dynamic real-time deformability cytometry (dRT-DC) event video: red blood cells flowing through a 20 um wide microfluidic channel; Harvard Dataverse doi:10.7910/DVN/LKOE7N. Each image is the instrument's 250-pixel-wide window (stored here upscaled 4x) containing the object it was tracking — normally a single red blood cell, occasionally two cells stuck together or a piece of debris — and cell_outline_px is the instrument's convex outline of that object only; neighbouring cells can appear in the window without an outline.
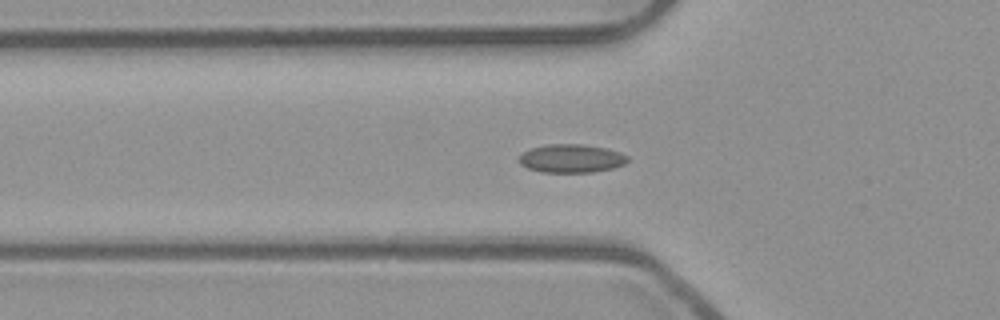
{"species": "common noctule bat (a hibernating species)", "species_latin": "Nyctalus noctula", "temperature_condition": "room temperature", "stored_images_in_passage": 41, "camera_frame_rate_fps": 3000, "um_per_image_px": 0.085, "animal": {"sex": "male", "body_mass_g": 23.1, "forearm_length_mm": 52.7}, "frame": {"image": 1, "passage_image": 6, "time_ms": 1.667, "image_size_px": [1000, 320], "cell_outline_px": [[628, 160], [624, 164], [612, 168], [592, 172], [540, 172], [528, 168], [520, 164], [516, 160], [524, 152], [532, 148], [544, 144], [584, 144], [604, 148], [620, 152], [628, 156]], "centroid_in_image_um": [48.53, 13.46], "position_along_channel_um": 77.3, "area_um2": 17.98}}
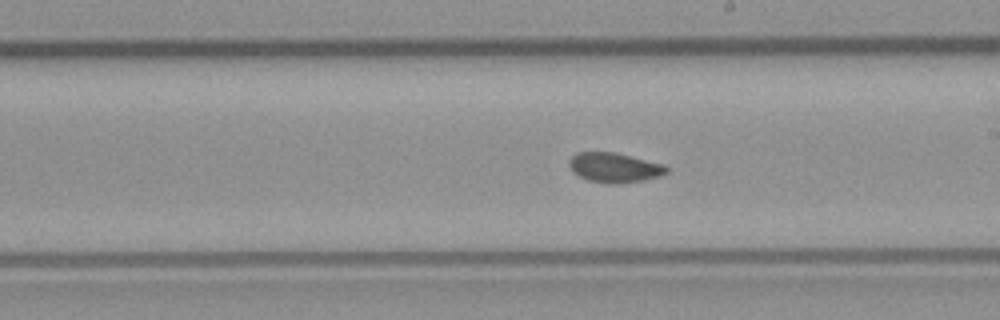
{"frame": {"image": 2, "passage_image": 18, "time_ms": 5.667, "image_size_px": [1000, 320], "cell_outline_px": [[668, 172], [660, 176], [644, 180], [616, 184], [608, 184], [588, 180], [572, 172], [568, 164], [568, 160], [576, 152], [616, 152], [664, 164], [668, 168]], "centroid_in_image_um": [52.21, 14.24], "position_along_channel_um": 236.8, "area_um2": 17.05}}
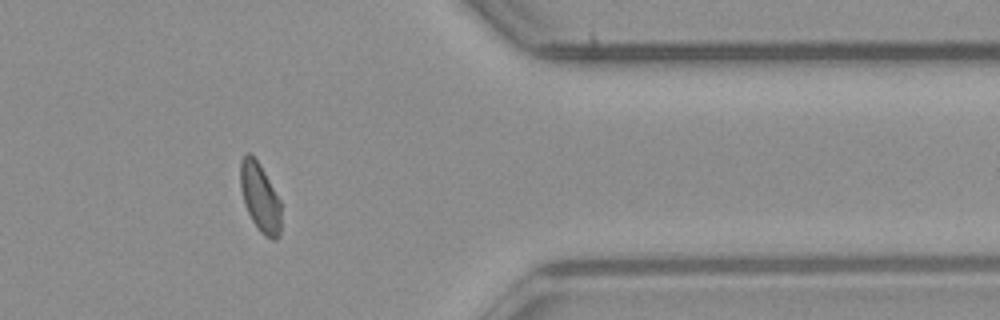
{"frame": {"image": 3, "passage_image": 31, "time_ms": 10.0, "image_size_px": [1000, 320], "cell_outline_px": [[280, 236], [276, 240], [272, 240], [264, 236], [260, 232], [252, 220], [244, 204], [240, 188], [240, 160], [244, 152], [248, 152], [260, 164], [280, 200]], "centroid_in_image_um": [22.08, 16.78], "position_along_channel_um": 389.3, "area_um2": 16.42}, "authors_computed_cell_mechanics": {"area_um2": 16.8776, "velocity_mm_per_s": 3.9597, "shape_relaxation_time_tau1_ms": null, "shape_relaxation_time_tau2_ms": 1.4997, "deformation_change_tau1": null, "deformation_change_tau2": 0.0406}}